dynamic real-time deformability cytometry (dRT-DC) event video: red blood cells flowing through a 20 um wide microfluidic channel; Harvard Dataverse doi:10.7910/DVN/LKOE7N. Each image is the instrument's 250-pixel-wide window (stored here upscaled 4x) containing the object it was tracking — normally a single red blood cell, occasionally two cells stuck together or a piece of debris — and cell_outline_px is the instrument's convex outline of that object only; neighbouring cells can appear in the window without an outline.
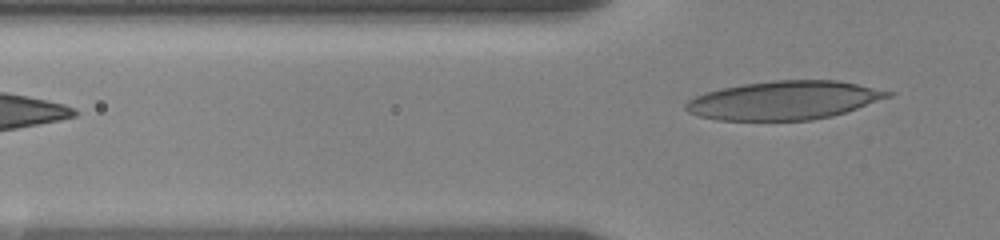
{"species": "human", "species_latin": "Homo sapiens", "temperature_condition": "room temperature", "stored_images_in_passage": 5, "segment_of_instrument_passage": [2, 2], "camera_frame_rate_fps": 3000, "um_per_image_px": 0.085, "donor": {"sex": "female"}, "frame": {"image": 1, "passage_image": 5, "time_ms": 3.333, "image_size_px": [1000, 240], "cell_outline_px": [[896, 92], [892, 96], [832, 116], [812, 120], [716, 120], [700, 116], [688, 112], [684, 108], [684, 104], [688, 100], [696, 96], [720, 88], [744, 84], [772, 80], [836, 80]], "centroid_in_image_um": [66.64, 8.52], "position_along_channel_um": 59.2, "area_um2": 45.32}}